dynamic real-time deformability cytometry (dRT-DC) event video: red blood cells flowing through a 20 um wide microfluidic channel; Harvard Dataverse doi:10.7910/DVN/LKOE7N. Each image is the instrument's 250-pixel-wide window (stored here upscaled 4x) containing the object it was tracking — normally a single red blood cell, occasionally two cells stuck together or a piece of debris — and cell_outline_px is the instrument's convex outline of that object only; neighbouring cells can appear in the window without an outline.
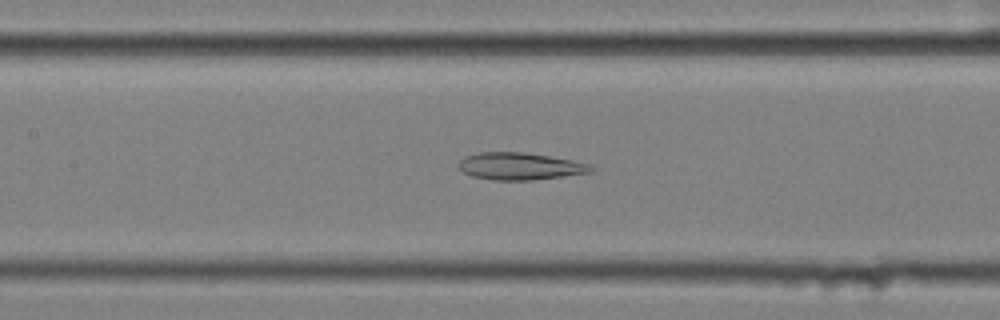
{"species": "common noctule bat (a hibernating species)", "species_latin": "Nyctalus noctula", "temperature_condition": "cold", "stored_images_in_passage": 57, "camera_frame_rate_fps": 3000, "um_per_image_px": 0.085, "animal": {"sex": "female", "body_mass_g": 25.1}, "frame": {"image": 1, "passage_image": 27, "time_ms": 8.667, "image_size_px": [1000, 320], "cell_outline_px": [[596, 168], [592, 172], [564, 176], [532, 180], [492, 180], [472, 176], [464, 172], [456, 164], [464, 156], [480, 152], [524, 152], [572, 160], [588, 164]], "centroid_in_image_um": [44.18, 14.13], "position_along_channel_um": 163.2, "area_um2": 20.98}}
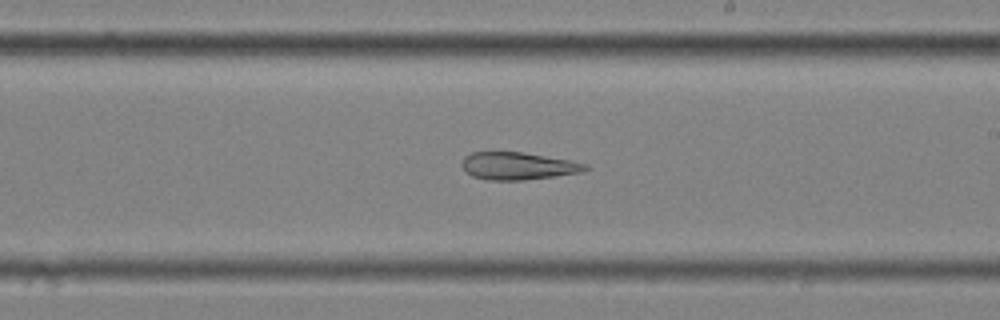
{"frame": {"image": 2, "passage_image": 34, "time_ms": 11.0, "image_size_px": [1000, 320], "cell_outline_px": [[588, 168], [580, 172], [524, 180], [488, 180], [472, 176], [464, 172], [460, 164], [464, 156], [472, 152], [524, 152], [568, 160], [588, 164]], "centroid_in_image_um": [43.94, 14.1], "position_along_channel_um": 245.1, "area_um2": 19.71}}
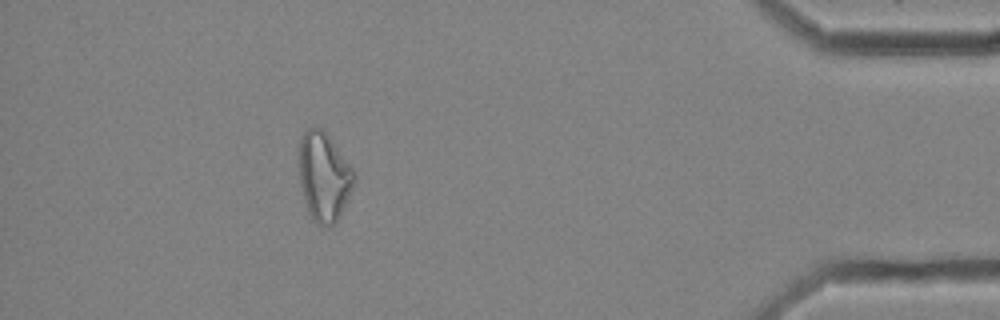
{"frame": {"image": 3, "passage_image": 52, "time_ms": 17.0, "image_size_px": [1000, 320], "cell_outline_px": [[356, 176], [352, 188], [340, 216], [328, 228], [320, 224], [308, 212], [304, 200], [300, 184], [296, 156], [300, 136], [308, 128], [320, 128], [328, 136], [356, 172]], "centroid_in_image_um": [27.49, 14.98], "position_along_channel_um": 407.7, "area_um2": 28.67}}